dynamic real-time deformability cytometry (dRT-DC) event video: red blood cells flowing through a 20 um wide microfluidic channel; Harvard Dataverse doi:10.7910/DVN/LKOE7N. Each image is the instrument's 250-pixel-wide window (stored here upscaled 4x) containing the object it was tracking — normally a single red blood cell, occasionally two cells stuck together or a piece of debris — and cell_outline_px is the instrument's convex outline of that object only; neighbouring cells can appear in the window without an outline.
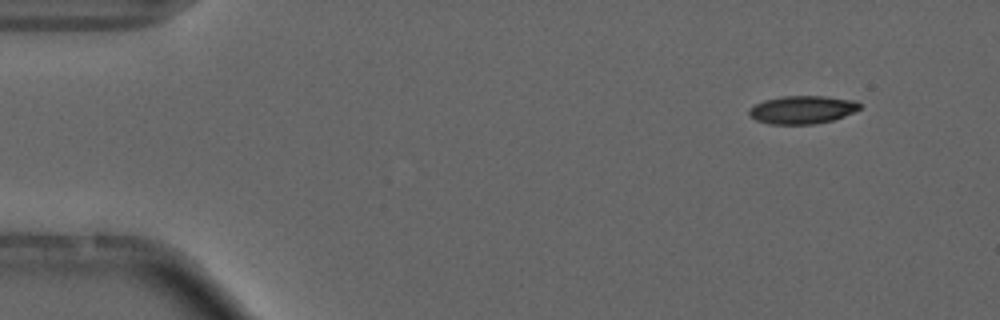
{"species": "common noctule bat (a hibernating species)", "species_latin": "Nyctalus noctula", "temperature_condition": "cold", "stored_images_in_passage": 2, "camera_frame_rate_fps": 3000, "um_per_image_px": 0.085, "animal": {"sex": "male", "forearm_length_mm": 52.5}, "frame": {"image": 1, "passage_image": 2, "time_ms": 1.333, "image_size_px": [1000, 320], "cell_outline_px": [[860, 108], [844, 116], [832, 120], [812, 124], [768, 124], [756, 120], [748, 116], [748, 108], [764, 100], [784, 96], [824, 96], [856, 100], [860, 104]], "centroid_in_image_um": [68.15, 9.32], "position_along_channel_um": 16.8, "area_um2": 18.09}}